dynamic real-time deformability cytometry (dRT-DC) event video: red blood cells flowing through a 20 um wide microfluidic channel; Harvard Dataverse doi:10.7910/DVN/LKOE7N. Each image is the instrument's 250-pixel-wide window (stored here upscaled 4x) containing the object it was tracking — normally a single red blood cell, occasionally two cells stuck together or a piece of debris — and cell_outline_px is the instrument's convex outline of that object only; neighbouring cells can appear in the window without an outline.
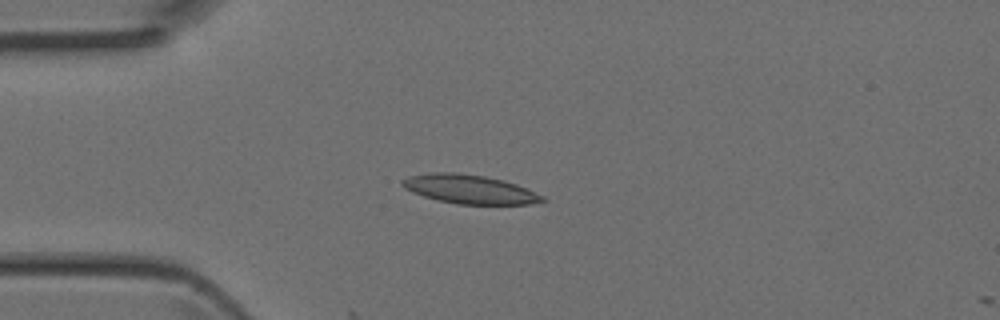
{"species": "Egyptian fruit bat (a non-hibernating species)", "species_latin": "Rousettus aegyptiacus", "temperature_condition": "room temperature", "stored_images_in_passage": 5, "camera_frame_rate_fps": 3000, "um_per_image_px": 0.085, "animal": {"sex": "female"}, "frame": {"image": 1, "passage_image": 4, "time_ms": 1.0, "image_size_px": [1000, 320], "cell_outline_px": [[548, 200], [528, 204], [456, 204], [436, 200], [412, 192], [404, 188], [400, 184], [400, 180], [408, 176], [432, 172], [456, 172], [484, 176], [504, 180], [528, 188], [544, 196]], "centroid_in_image_um": [39.9, 16.08], "position_along_channel_um": 45.1, "area_um2": 23.81}}